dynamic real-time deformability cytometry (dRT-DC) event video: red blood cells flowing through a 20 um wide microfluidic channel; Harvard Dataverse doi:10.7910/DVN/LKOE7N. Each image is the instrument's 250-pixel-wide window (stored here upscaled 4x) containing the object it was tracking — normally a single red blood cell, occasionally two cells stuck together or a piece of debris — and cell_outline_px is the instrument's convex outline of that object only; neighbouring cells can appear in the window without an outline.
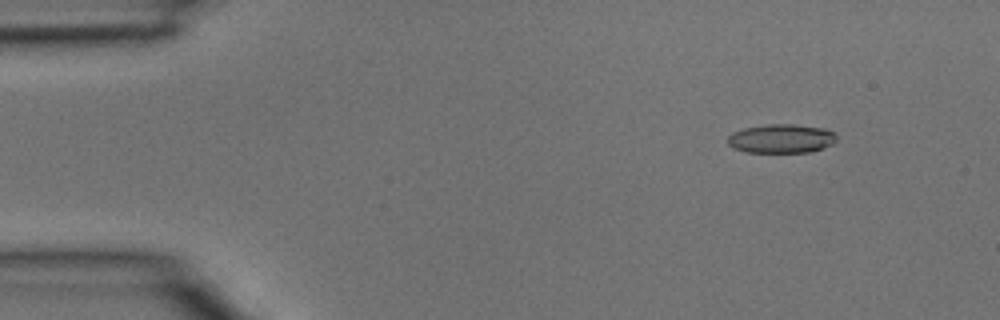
{"species": "common noctule bat (a hibernating species)", "species_latin": "Nyctalus noctula", "temperature_condition": "room temperature", "stored_images_in_passage": 3, "camera_frame_rate_fps": 3000, "um_per_image_px": 0.085, "animal": {"sex": "male", "body_mass_g": 15.6}, "frame": {"image": 1, "passage_image": 1, "time_ms": 0.0, "image_size_px": [1000, 320], "cell_outline_px": [[836, 140], [832, 144], [824, 148], [808, 152], [744, 152], [732, 148], [728, 144], [728, 136], [732, 132], [744, 128], [768, 124], [792, 124], [824, 128], [836, 132]], "centroid_in_image_um": [66.41, 11.78], "position_along_channel_um": 18.6, "area_um2": 18.5}}
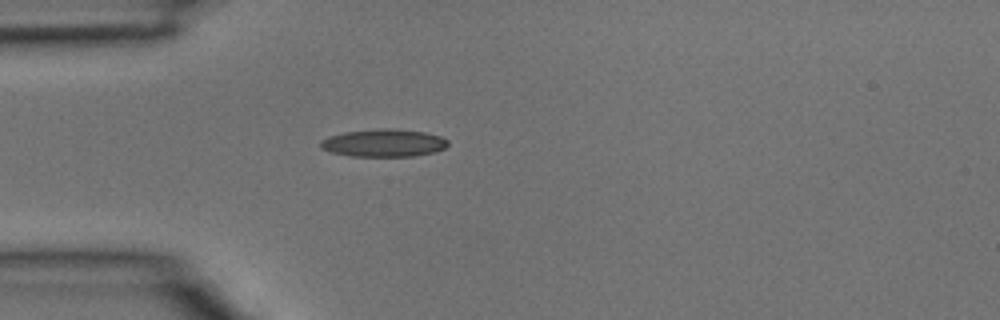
{"frame": {"image": 2, "passage_image": 3, "time_ms": 0.667, "image_size_px": [1000, 320], "cell_outline_px": [[448, 144], [444, 148], [432, 152], [412, 156], [352, 156], [332, 152], [320, 148], [320, 140], [328, 136], [344, 132], [380, 128], [396, 128], [424, 132], [440, 136], [448, 140]], "centroid_in_image_um": [32.59, 12.14], "position_along_channel_um": 52.4, "area_um2": 20.52}}